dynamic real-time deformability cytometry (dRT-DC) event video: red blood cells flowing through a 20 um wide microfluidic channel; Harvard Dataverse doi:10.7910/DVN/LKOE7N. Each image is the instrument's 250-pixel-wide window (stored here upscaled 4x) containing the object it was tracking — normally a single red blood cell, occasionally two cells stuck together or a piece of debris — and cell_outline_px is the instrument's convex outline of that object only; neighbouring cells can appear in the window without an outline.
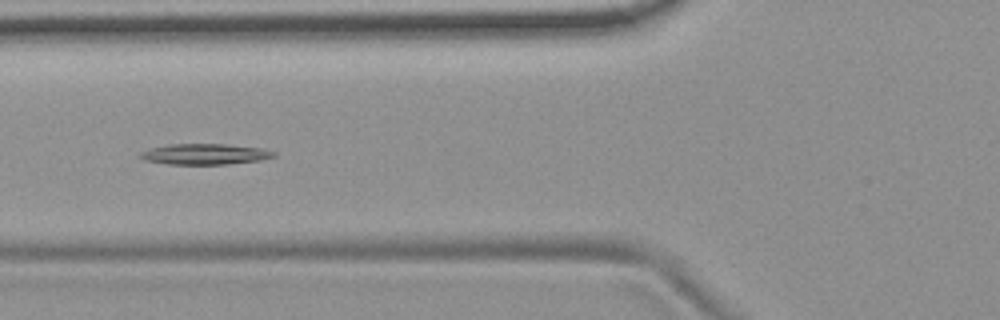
{"species": "common noctule bat (a hibernating species)", "species_latin": "Nyctalus noctula", "temperature_condition": "room temperature", "stored_images_in_passage": 6, "camera_frame_rate_fps": 3000, "um_per_image_px": 0.085, "animal": {"sex": "female", "body_mass_g": 19.9}, "frame": {"image": 1, "passage_image": 6, "time_ms": 1.667, "image_size_px": [1000, 320], "cell_outline_px": [[276, 156], [260, 160], [228, 164], [168, 164], [144, 160], [136, 156], [140, 152], [148, 148], [168, 144], [224, 144], [264, 148], [276, 152]], "centroid_in_image_um": [17.38, 13.09], "position_along_channel_um": 108.4, "area_um2": 16.36}}